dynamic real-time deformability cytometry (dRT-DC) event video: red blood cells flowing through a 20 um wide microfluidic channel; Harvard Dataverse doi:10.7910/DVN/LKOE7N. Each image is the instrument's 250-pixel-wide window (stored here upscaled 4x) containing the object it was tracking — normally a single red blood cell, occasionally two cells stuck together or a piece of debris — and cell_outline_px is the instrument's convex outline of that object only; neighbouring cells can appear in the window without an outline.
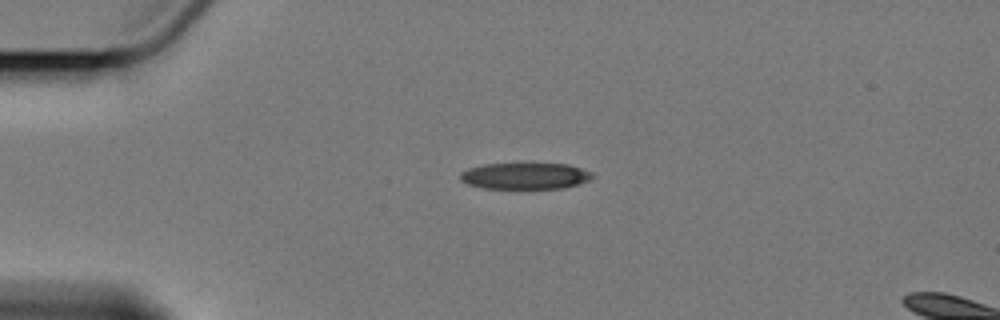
{"species": "Egyptian fruit bat (a non-hibernating species)", "species_latin": "Rousettus aegyptiacus", "temperature_condition": "cold", "stored_images_in_passage": 3, "segment_of_instrument_passage": [1, 2], "camera_frame_rate_fps": 3000, "um_per_image_px": 0.085, "animal": {"sex": "female"}, "frame": {"image": 1, "passage_image": 1, "time_ms": 0.0, "image_size_px": [1000, 320], "cell_outline_px": [[592, 176], [588, 180], [580, 184], [564, 188], [484, 188], [468, 184], [460, 180], [460, 172], [468, 168], [484, 164], [568, 164], [592, 172]], "centroid_in_image_um": [44.61, 14.96], "position_along_channel_um": 40.4, "area_um2": 20.17}}